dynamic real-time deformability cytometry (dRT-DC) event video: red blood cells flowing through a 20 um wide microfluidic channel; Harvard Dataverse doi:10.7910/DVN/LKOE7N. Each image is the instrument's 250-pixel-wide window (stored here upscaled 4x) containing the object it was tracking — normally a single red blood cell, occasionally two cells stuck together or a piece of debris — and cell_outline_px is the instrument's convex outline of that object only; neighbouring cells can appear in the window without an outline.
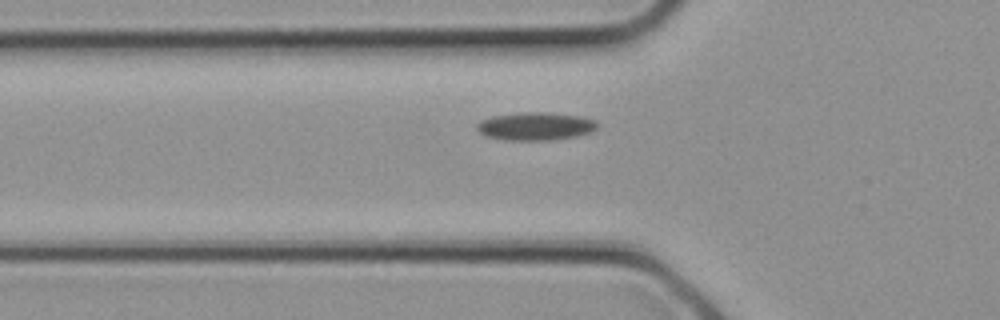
{"species": "common noctule bat (a hibernating species)", "species_latin": "Nyctalus noctula", "temperature_condition": "cold", "stored_images_in_passage": 3, "camera_frame_rate_fps": 3000, "um_per_image_px": 0.085, "animal": {"sex": "female", "body_mass_g": 21.9}, "frame": {"image": 1, "passage_image": 3, "time_ms": 0.667, "image_size_px": [1000, 320], "cell_outline_px": [[596, 128], [592, 132], [576, 136], [552, 140], [504, 140], [484, 136], [476, 128], [476, 124], [480, 120], [492, 116], [528, 112], [544, 112], [580, 116], [596, 120]], "centroid_in_image_um": [45.49, 10.74], "position_along_channel_um": 80.3, "area_um2": 19.65}}